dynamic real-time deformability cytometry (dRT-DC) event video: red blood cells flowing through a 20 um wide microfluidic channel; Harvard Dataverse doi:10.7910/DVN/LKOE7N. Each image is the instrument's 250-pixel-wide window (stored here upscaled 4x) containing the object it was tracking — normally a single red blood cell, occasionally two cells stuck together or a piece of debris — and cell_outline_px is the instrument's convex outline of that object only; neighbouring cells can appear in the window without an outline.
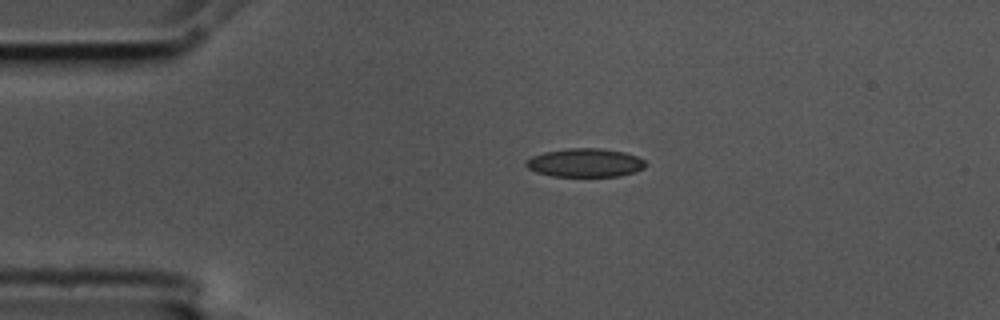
{"species": "common noctule bat (a hibernating species)", "species_latin": "Nyctalus noctula", "temperature_condition": "cold", "stored_images_in_passage": 4, "camera_frame_rate_fps": 3000, "um_per_image_px": 0.085, "animal": {"sex": "male", "body_mass_g": 17.5, "forearm_length_mm": 52.3}, "frame": {"image": 1, "passage_image": 3, "time_ms": 0.667, "image_size_px": [1000, 320], "cell_outline_px": [[648, 164], [644, 168], [636, 172], [620, 176], [552, 176], [536, 172], [528, 168], [524, 164], [524, 160], [532, 156], [544, 152], [568, 148], [600, 148], [624, 152], [636, 156], [644, 160]], "centroid_in_image_um": [49.73, 13.83], "position_along_channel_um": 35.3, "area_um2": 20.06}}